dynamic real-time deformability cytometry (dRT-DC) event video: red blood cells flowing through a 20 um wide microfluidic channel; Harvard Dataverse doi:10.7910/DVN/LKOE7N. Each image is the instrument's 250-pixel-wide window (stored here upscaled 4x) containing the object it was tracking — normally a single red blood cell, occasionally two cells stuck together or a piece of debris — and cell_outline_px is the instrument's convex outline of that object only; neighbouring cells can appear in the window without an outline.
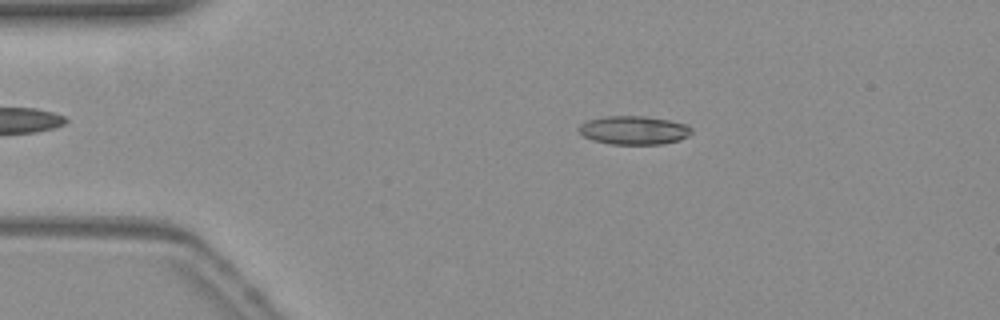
{"species": "common noctule bat (a hibernating species)", "species_latin": "Nyctalus noctula", "temperature_condition": "warm", "stored_images_in_passage": 53, "camera_frame_rate_fps": 3000, "um_per_image_px": 0.085, "animal": {"sex": "female", "body_mass_g": 19.3, "forearm_length_mm": 54.1}, "frame": {"image": 1, "passage_image": 10, "time_ms": 3.0, "image_size_px": [1000, 320], "cell_outline_px": [[692, 132], [688, 136], [680, 140], [660, 144], [612, 144], [592, 140], [584, 136], [580, 132], [580, 124], [588, 120], [608, 116], [640, 116], [668, 120], [688, 124], [692, 128]], "centroid_in_image_um": [53.91, 11.07], "position_along_channel_um": 31.1, "area_um2": 18.61}}
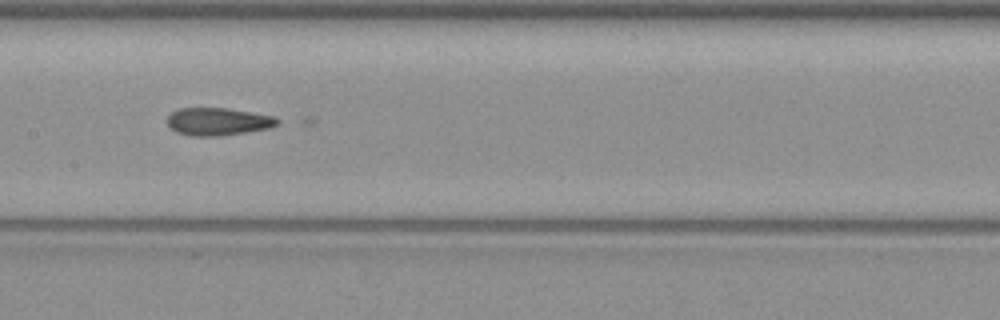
{"frame": {"image": 2, "passage_image": 26, "time_ms": 8.333, "image_size_px": [1000, 320], "cell_outline_px": [[280, 120], [276, 124], [268, 128], [220, 136], [192, 136], [176, 132], [168, 128], [168, 116], [172, 112], [180, 108], [228, 108], [272, 116]], "centroid_in_image_um": [18.47, 10.33], "position_along_channel_um": 188.9, "area_um2": 17.57}}
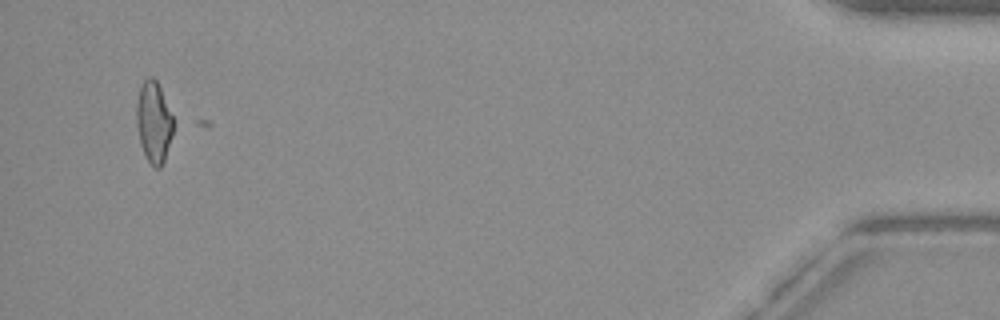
{"frame": {"image": 3, "passage_image": 51, "time_ms": 16.667, "image_size_px": [1000, 320], "cell_outline_px": [[172, 136], [164, 160], [160, 168], [156, 168], [144, 156], [140, 144], [136, 124], [136, 104], [140, 88], [144, 80], [148, 76], [152, 76], [156, 80], [160, 88], [172, 116]], "centroid_in_image_um": [13.04, 10.38], "position_along_channel_um": 422.2, "area_um2": 17.22}, "authors_computed_cell_mechanics": {"area_um2": 17.918, "velocity_mm_per_s": 3.8756, "shape_relaxation_time_tau1_ms": 4.3525, "shape_relaxation_time_tau2_ms": null, "deformation_change_tau1": 0.3815, "deformation_change_tau2": null}}